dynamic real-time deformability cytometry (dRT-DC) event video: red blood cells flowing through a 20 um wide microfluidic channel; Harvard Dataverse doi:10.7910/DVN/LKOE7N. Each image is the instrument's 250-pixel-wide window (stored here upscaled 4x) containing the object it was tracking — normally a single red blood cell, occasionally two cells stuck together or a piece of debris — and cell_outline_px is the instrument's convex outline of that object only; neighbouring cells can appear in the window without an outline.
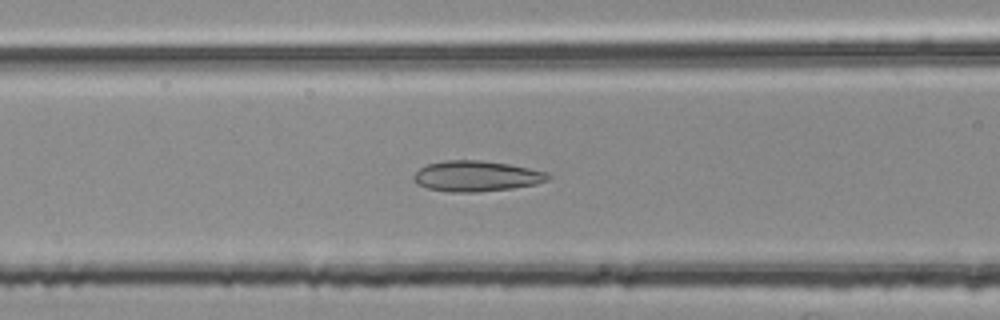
{"species": "common noctule bat (a hibernating species)", "species_latin": "Nyctalus noctula", "temperature_condition": "room temperature", "stored_images_in_passage": 47, "camera_frame_rate_fps": 3000, "um_per_image_px": 0.085, "animal": {"sex": "female", "body_mass_g": 25.1}, "frame": {"image": 1, "passage_image": 21, "time_ms": 6.667, "image_size_px": [1000, 320], "cell_outline_px": [[552, 176], [548, 180], [536, 184], [512, 188], [480, 192], [452, 192], [428, 188], [416, 184], [412, 180], [412, 176], [420, 168], [428, 164], [444, 160], [480, 160], [508, 164], [548, 172]], "centroid_in_image_um": [40.48, 14.97], "position_along_channel_um": 126.1, "area_um2": 24.04}}
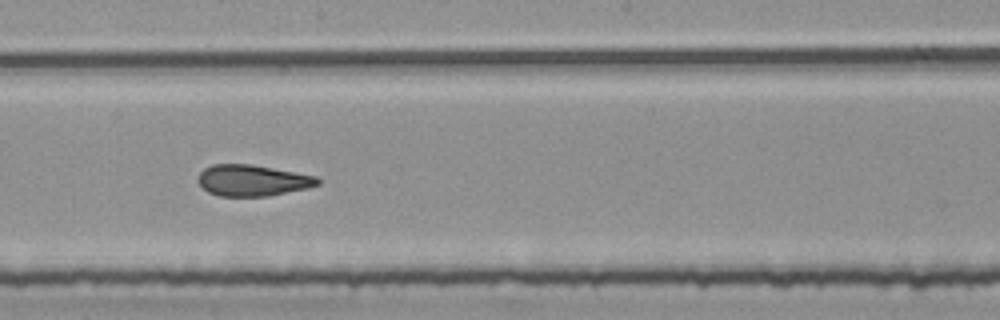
{"frame": {"image": 2, "passage_image": 29, "time_ms": 9.333, "image_size_px": [1000, 320], "cell_outline_px": [[320, 184], [308, 188], [268, 196], [220, 196], [208, 192], [196, 180], [200, 172], [204, 168], [212, 164], [252, 164], [316, 176], [320, 180]], "centroid_in_image_um": [21.45, 15.33], "position_along_channel_um": 226.8, "area_um2": 21.79}}
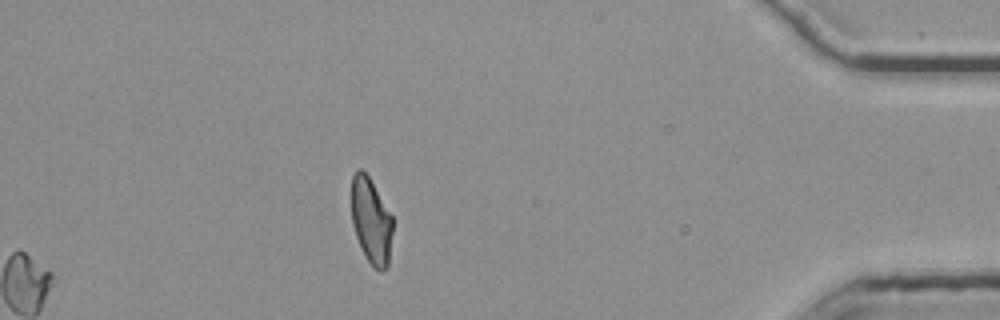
{"frame": {"image": 3, "passage_image": 47, "time_ms": 15.333, "image_size_px": [1000, 320], "cell_outline_px": [[392, 232], [388, 268], [380, 272], [372, 268], [364, 256], [356, 236], [352, 224], [352, 176], [356, 168], [360, 168], [368, 176], [392, 216]], "centroid_in_image_um": [31.54, 18.83], "position_along_channel_um": 403.7, "area_um2": 20.69}, "authors_computed_cell_mechanics": {"area_um2": 22.542, "velocity_mm_per_s": 3.7827, "shape_relaxation_time_tau1_ms": null, "shape_relaxation_time_tau2_ms": 1.5978, "deformation_change_tau1": null, "deformation_change_tau2": 0.0943}}